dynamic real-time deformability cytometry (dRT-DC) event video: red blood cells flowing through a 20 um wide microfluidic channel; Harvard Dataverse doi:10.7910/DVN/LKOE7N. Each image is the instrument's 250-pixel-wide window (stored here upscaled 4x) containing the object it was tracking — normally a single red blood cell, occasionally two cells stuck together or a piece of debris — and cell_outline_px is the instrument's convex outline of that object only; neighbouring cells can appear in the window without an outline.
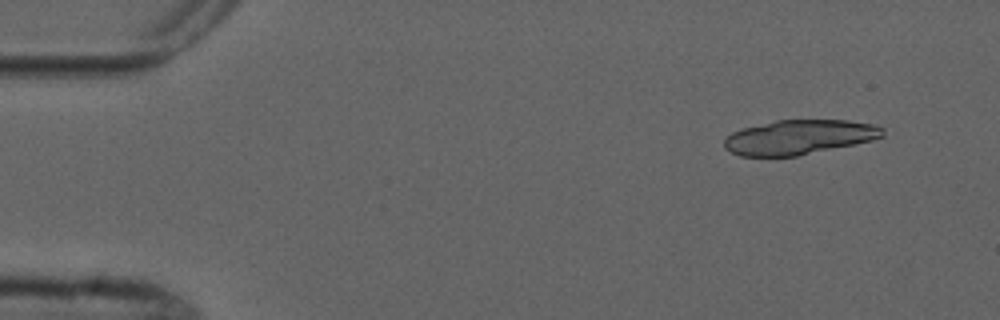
{"species": "common noctule bat (a hibernating species)", "species_latin": "Nyctalus noctula", "temperature_condition": "cold", "stored_images_in_passage": 10, "camera_frame_rate_fps": 3000, "um_per_image_px": 0.085, "animal": {"sex": "male", "forearm_length_mm": 52.5}, "frame": {"image": 1, "passage_image": 1, "time_ms": 0.0, "image_size_px": [1000, 320], "cell_outline_px": [[884, 136], [872, 140], [796, 156], [740, 156], [724, 148], [724, 140], [732, 132], [744, 128], [776, 120], [848, 120], [872, 124], [884, 128]], "centroid_in_image_um": [67.92, 11.65], "position_along_channel_um": 17.1, "area_um2": 31.62}}
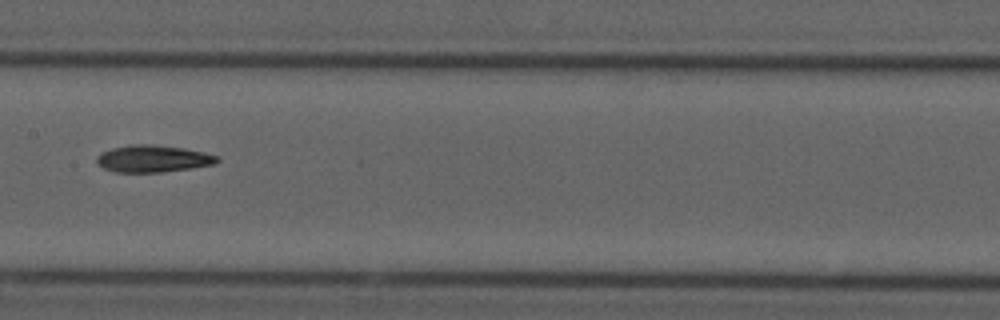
{"frame": {"image": 2, "passage_image": 7, "time_ms": 7.667, "image_size_px": [1000, 320], "cell_outline_px": [[220, 160], [216, 164], [192, 168], [160, 172], [116, 172], [104, 168], [96, 160], [96, 156], [100, 152], [112, 148], [132, 144], [152, 144], [184, 148], [204, 152], [220, 156]], "centroid_in_image_um": [13.04, 13.48], "position_along_channel_um": 194.4, "area_um2": 19.07}}
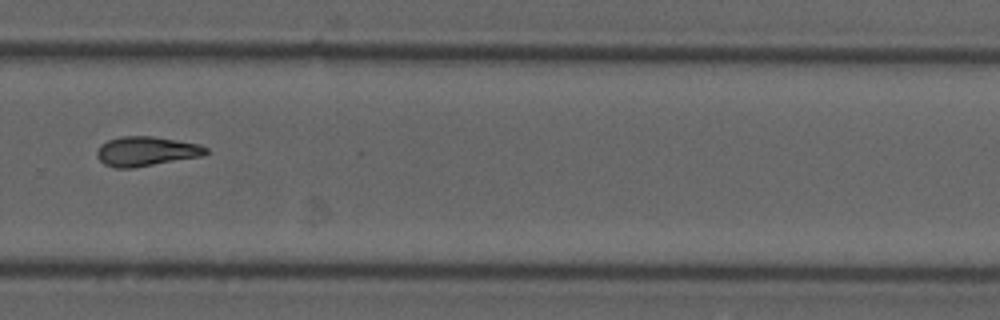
{"frame": {"image": 3, "passage_image": 10, "time_ms": 11.0, "image_size_px": [1000, 320], "cell_outline_px": [[208, 152], [204, 156], [132, 168], [116, 168], [104, 164], [96, 156], [96, 152], [100, 144], [108, 140], [120, 136], [152, 136], [200, 144], [208, 148]], "centroid_in_image_um": [12.43, 12.86], "position_along_channel_um": 317.4, "area_um2": 18.9}}